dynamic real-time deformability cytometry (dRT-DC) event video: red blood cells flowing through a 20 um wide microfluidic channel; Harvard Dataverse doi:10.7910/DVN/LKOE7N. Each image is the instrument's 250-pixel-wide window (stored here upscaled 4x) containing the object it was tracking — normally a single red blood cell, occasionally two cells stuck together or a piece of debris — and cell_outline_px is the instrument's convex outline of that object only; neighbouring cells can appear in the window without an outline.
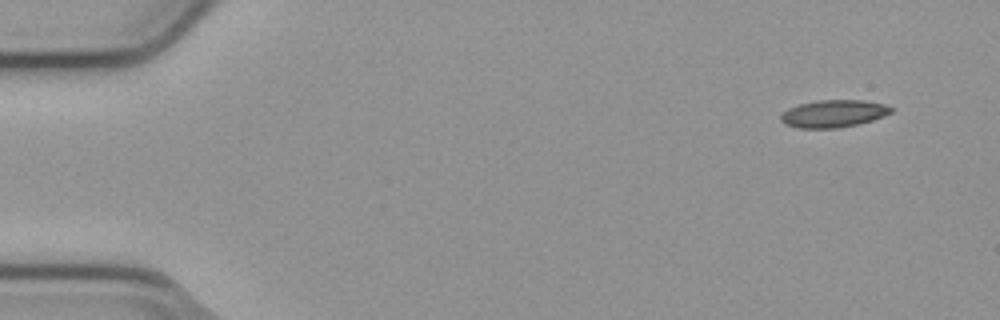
{"species": "common noctule bat (a hibernating species)", "species_latin": "Nyctalus noctula", "temperature_condition": "cold", "stored_images_in_passage": 7, "camera_frame_rate_fps": 3000, "um_per_image_px": 0.085, "animal": {"sex": "male", "body_mass_g": 23.1, "forearm_length_mm": 52.7}, "frame": {"image": 1, "passage_image": 1, "time_ms": 0.0, "image_size_px": [1000, 320], "cell_outline_px": [[892, 112], [884, 116], [872, 120], [856, 124], [836, 128], [800, 128], [784, 124], [780, 120], [780, 116], [788, 108], [800, 104], [816, 100], [864, 100], [884, 104], [892, 108]], "centroid_in_image_um": [70.83, 9.65], "position_along_channel_um": 14.2, "area_um2": 17.51}}
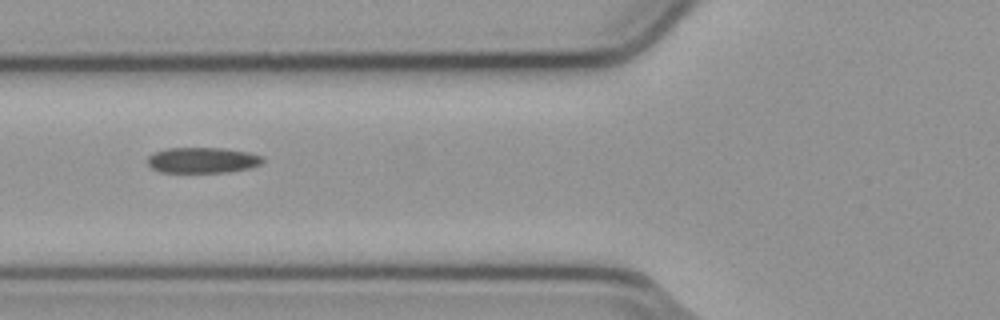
{"frame": {"image": 2, "passage_image": 5, "time_ms": 1.333, "image_size_px": [1000, 320], "cell_outline_px": [[264, 160], [260, 164], [252, 168], [228, 172], [160, 172], [152, 168], [148, 164], [148, 156], [156, 152], [168, 148], [224, 148], [248, 152], [264, 156]], "centroid_in_image_um": [17.26, 13.62], "position_along_channel_um": 108.5, "area_um2": 17.28}}
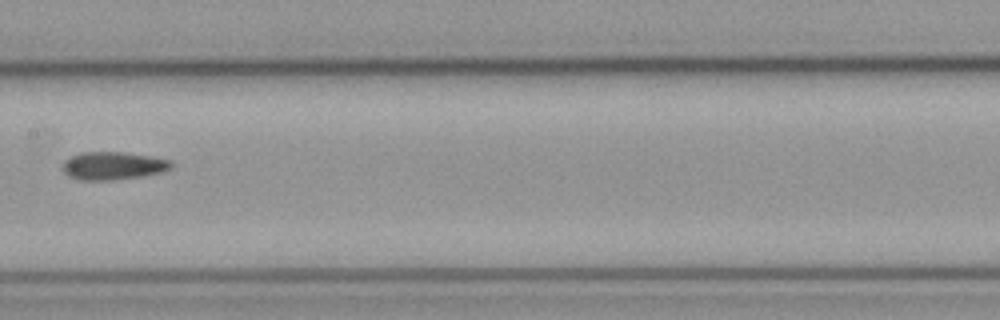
{"frame": {"image": 3, "passage_image": 7, "time_ms": 2.0, "image_size_px": [1000, 320], "cell_outline_px": [[172, 168], [160, 172], [140, 176], [112, 180], [80, 180], [68, 176], [64, 172], [64, 160], [80, 152], [124, 152], [152, 156], [172, 160]], "centroid_in_image_um": [9.62, 14.08], "position_along_channel_um": 197.8, "area_um2": 17.63}}